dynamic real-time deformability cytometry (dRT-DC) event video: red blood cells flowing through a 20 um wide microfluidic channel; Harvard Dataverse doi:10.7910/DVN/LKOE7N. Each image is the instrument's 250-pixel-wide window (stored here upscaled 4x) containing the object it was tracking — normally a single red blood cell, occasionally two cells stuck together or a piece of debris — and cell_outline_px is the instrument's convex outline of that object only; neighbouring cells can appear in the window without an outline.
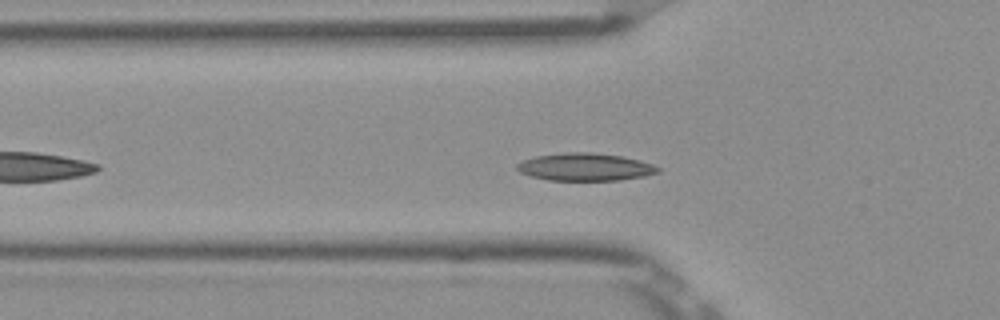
{"species": "Egyptian fruit bat (a non-hibernating species)", "species_latin": "Rousettus aegyptiacus", "temperature_condition": "room temperature", "stored_images_in_passage": 32, "camera_frame_rate_fps": 3000, "um_per_image_px": 0.085, "frame": {"image": 1, "passage_image": 8, "time_ms": 2.333, "image_size_px": [1000, 320], "cell_outline_px": [[660, 172], [644, 176], [620, 180], [548, 180], [532, 176], [520, 172], [516, 168], [516, 164], [524, 160], [536, 156], [564, 152], [592, 152], [624, 156], [640, 160], [652, 164], [660, 168]], "centroid_in_image_um": [49.76, 14.18], "position_along_channel_um": 76.0, "area_um2": 22.72}}
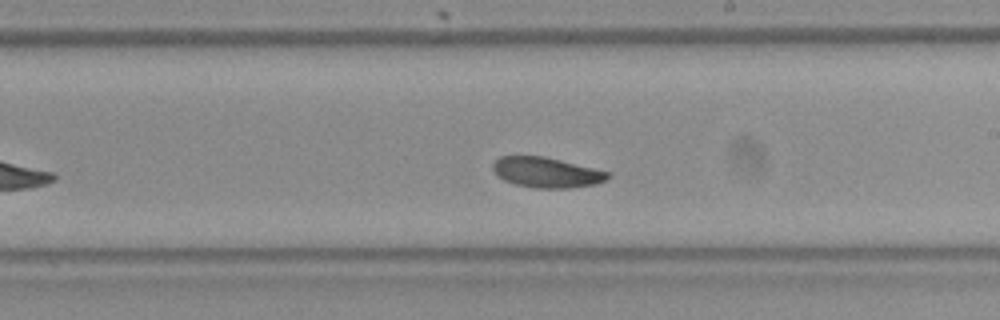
{"frame": {"image": 2, "passage_image": 21, "time_ms": 6.667, "image_size_px": [1000, 320], "cell_outline_px": [[612, 176], [596, 184], [568, 188], [536, 188], [516, 184], [504, 180], [492, 168], [492, 164], [500, 156], [544, 156], [612, 172]], "centroid_in_image_um": [46.5, 14.65], "position_along_channel_um": 242.5, "area_um2": 20.23}}
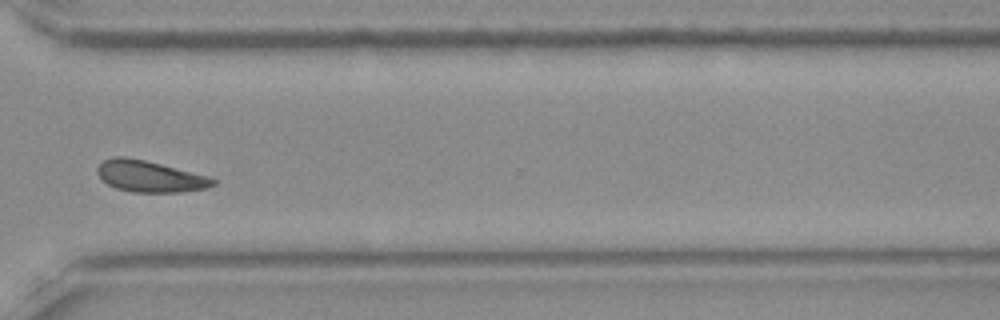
{"frame": {"image": 3, "passage_image": 30, "time_ms": 9.667, "image_size_px": [1000, 320], "cell_outline_px": [[216, 184], [208, 188], [180, 192], [132, 192], [116, 188], [108, 184], [96, 172], [96, 168], [104, 160], [112, 156], [124, 156], [144, 160], [208, 176], [216, 180]], "centroid_in_image_um": [12.73, 14.99], "position_along_channel_um": 357.9, "area_um2": 20.98}, "authors_computed_cell_mechanics": {"area_um2": 20.9525, "velocity_mm_per_s": 3.8339, "shape_relaxation_time_tau1_ms": 2.2228, "shape_relaxation_time_tau2_ms": null, "deformation_change_tau1": 0.0714, "deformation_change_tau2": null}}